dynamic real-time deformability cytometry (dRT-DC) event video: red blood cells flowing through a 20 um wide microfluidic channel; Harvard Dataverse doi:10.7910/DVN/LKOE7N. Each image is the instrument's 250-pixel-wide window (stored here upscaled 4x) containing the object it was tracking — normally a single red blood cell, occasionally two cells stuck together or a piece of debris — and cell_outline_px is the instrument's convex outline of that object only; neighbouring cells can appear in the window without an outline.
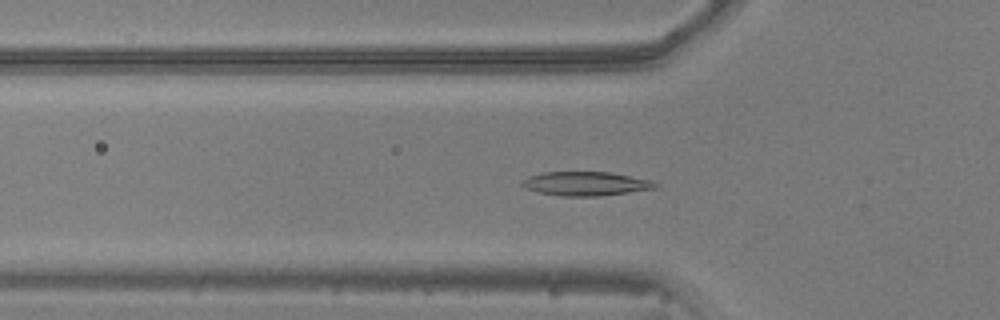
{"species": "common noctule bat (a hibernating species)", "species_latin": "Nyctalus noctula", "temperature_condition": "warm", "stored_images_in_passage": 53, "camera_frame_rate_fps": 3000, "um_per_image_px": 0.085, "animal": {"sex": "male", "body_mass_g": 20.5, "forearm_length_mm": 52.5}, "frame": {"image": 1, "passage_image": 18, "time_ms": 5.667, "image_size_px": [1000, 320], "cell_outline_px": [[656, 188], [596, 196], [568, 196], [540, 192], [528, 188], [524, 184], [524, 180], [532, 176], [544, 172], [608, 172], [648, 180], [656, 184]], "centroid_in_image_um": [49.8, 15.6], "position_along_channel_um": 76.0, "area_um2": 17.69}}
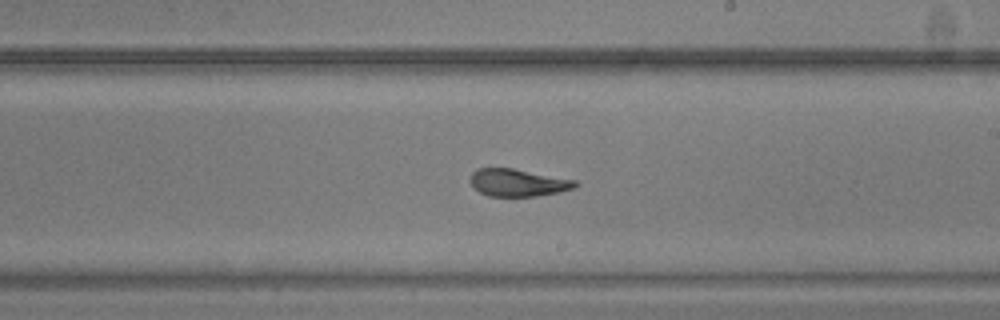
{"frame": {"image": 2, "passage_image": 31, "time_ms": 10.0, "image_size_px": [1000, 320], "cell_outline_px": [[576, 184], [572, 188], [556, 192], [536, 196], [488, 196], [480, 192], [472, 184], [472, 172], [480, 168], [512, 168], [576, 180]], "centroid_in_image_um": [44.01, 15.52], "position_along_channel_um": 245.0, "area_um2": 16.3}}
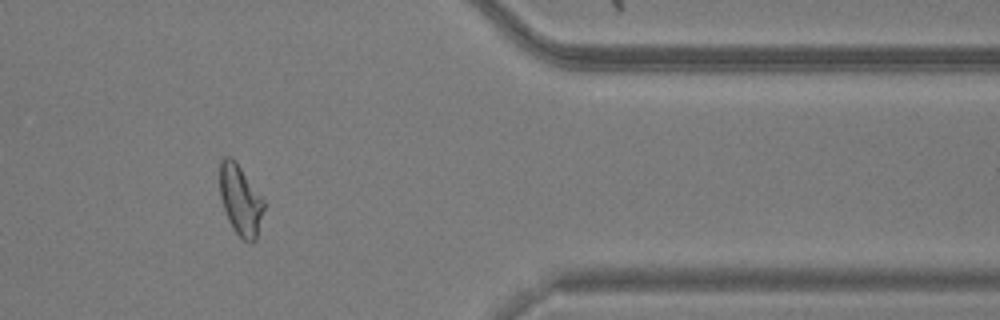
{"frame": {"image": 3, "passage_image": 44, "time_ms": 14.333, "image_size_px": [1000, 320], "cell_outline_px": [[264, 208], [256, 236], [252, 244], [244, 240], [236, 232], [228, 220], [220, 196], [220, 160], [224, 156], [228, 156], [240, 168], [264, 200]], "centroid_in_image_um": [20.42, 17.02], "position_along_channel_um": 391.0, "area_um2": 17.46}, "authors_computed_cell_mechanics": {"area_um2": 16.8776, "velocity_mm_per_s": 3.87, "shape_relaxation_time_tau1_ms": 5.5727, "shape_relaxation_time_tau2_ms": 1.6088, "deformation_change_tau1": 0.1864, "deformation_change_tau2": 0.0875}}